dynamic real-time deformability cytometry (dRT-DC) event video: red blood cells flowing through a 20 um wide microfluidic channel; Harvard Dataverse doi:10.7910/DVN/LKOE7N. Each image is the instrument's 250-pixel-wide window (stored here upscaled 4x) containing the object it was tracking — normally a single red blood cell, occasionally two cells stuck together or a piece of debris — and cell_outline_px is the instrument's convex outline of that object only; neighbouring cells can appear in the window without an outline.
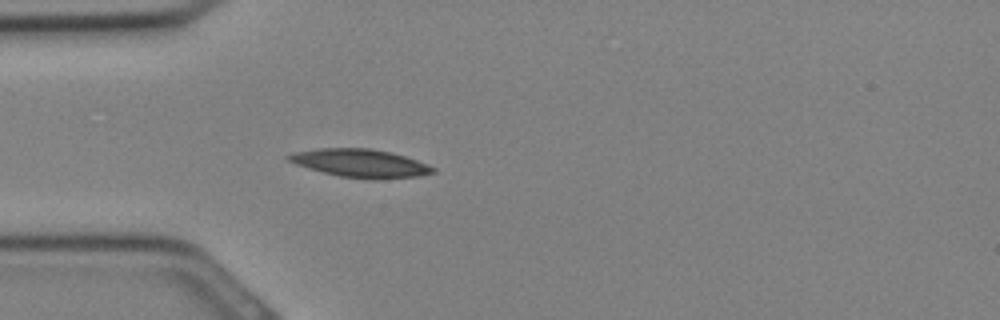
{"species": "Egyptian fruit bat (a non-hibernating species)", "species_latin": "Rousettus aegyptiacus", "temperature_condition": "cold", "stored_images_in_passage": 26, "camera_frame_rate_fps": 3000, "um_per_image_px": 0.085, "animal": {"sex": "female"}, "frame": {"image": 1, "passage_image": 4, "time_ms": 1.0, "image_size_px": [1000, 320], "cell_outline_px": [[436, 172], [420, 176], [340, 176], [308, 168], [296, 164], [288, 160], [284, 156], [292, 152], [320, 148], [368, 148], [392, 152], [428, 164], [436, 168]], "centroid_in_image_um": [30.57, 13.81], "position_along_channel_um": 54.4, "area_um2": 22.66}}
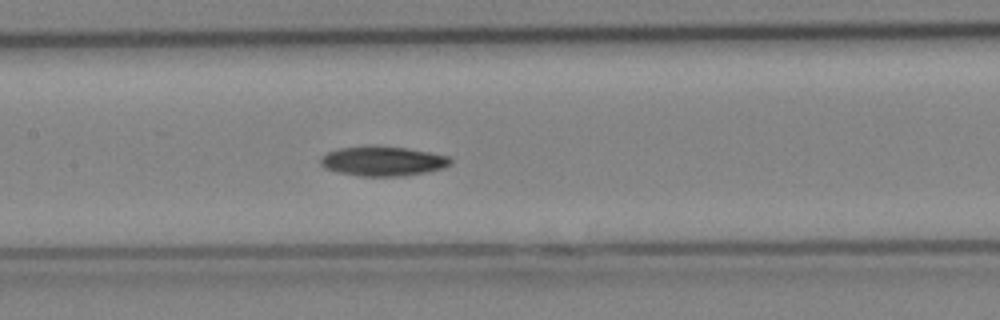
{"frame": {"image": 2, "passage_image": 10, "time_ms": 3.0, "image_size_px": [1000, 320], "cell_outline_px": [[452, 164], [444, 168], [404, 176], [360, 176], [336, 172], [324, 168], [320, 164], [320, 156], [328, 152], [340, 148], [372, 144], [408, 148], [448, 156], [452, 160]], "centroid_in_image_um": [32.51, 13.68], "position_along_channel_um": 174.9, "area_um2": 22.83}}
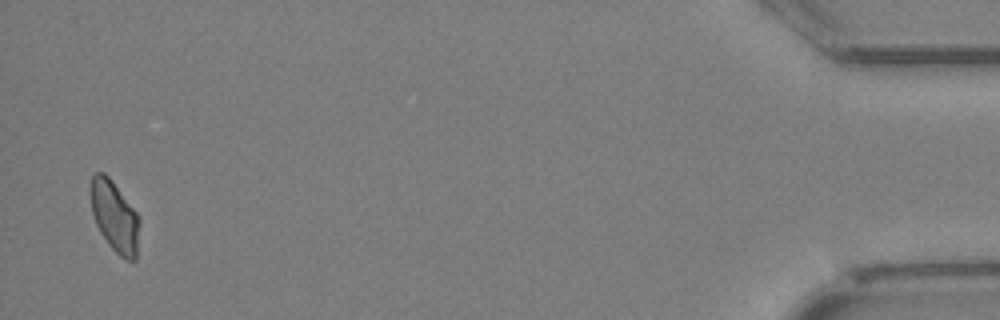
{"frame": {"image": 3, "passage_image": 26, "time_ms": 8.333, "image_size_px": [1000, 320], "cell_outline_px": [[140, 220], [136, 260], [128, 260], [120, 256], [108, 244], [100, 232], [96, 224], [92, 212], [88, 192], [88, 188], [92, 176], [96, 172], [104, 172], [112, 180], [136, 212]], "centroid_in_image_um": [9.71, 18.36], "position_along_channel_um": 425.5, "area_um2": 20.4}}